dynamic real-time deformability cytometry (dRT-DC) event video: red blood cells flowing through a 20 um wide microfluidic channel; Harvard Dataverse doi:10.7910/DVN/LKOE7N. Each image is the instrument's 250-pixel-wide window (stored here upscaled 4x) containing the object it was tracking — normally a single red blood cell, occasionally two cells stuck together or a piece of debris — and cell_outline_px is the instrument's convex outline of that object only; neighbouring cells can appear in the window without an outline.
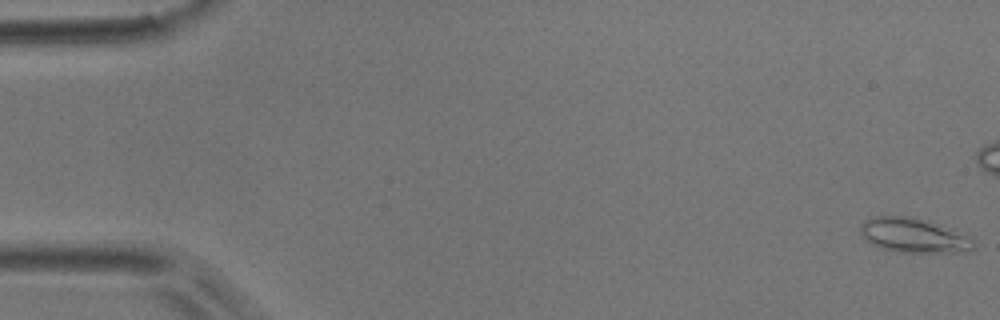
{"species": "common noctule bat (a hibernating species)", "species_latin": "Nyctalus noctula", "temperature_condition": "room temperature", "stored_images_in_passage": 53, "camera_frame_rate_fps": 3000, "um_per_image_px": 0.085, "animal": {"sex": "male", "body_mass_g": 17.9}, "frame": {"image": 1, "passage_image": 1, "time_ms": 0.0, "image_size_px": [1000, 320], "cell_outline_px": [[976, 244], [972, 252], [900, 252], [884, 248], [872, 244], [860, 232], [860, 224], [868, 216], [912, 216], [976, 240]], "centroid_in_image_um": [77.63, 20.02], "position_along_channel_um": 7.4, "area_um2": 22.31}}
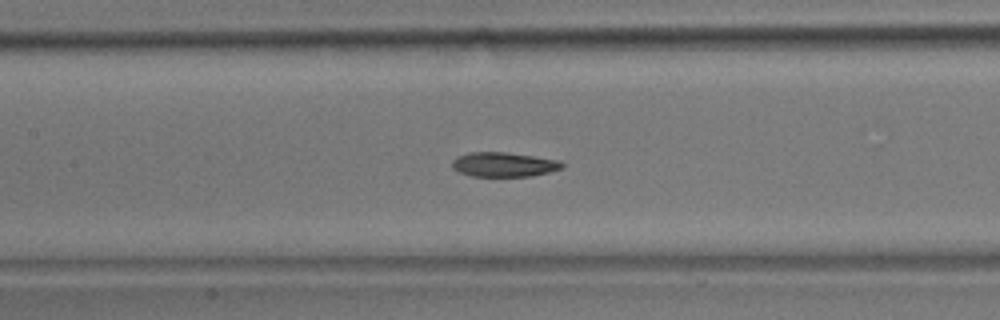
{"frame": {"image": 2, "passage_image": 24, "time_ms": 7.667, "image_size_px": [1000, 320], "cell_outline_px": [[564, 164], [560, 168], [548, 172], [532, 176], [472, 176], [460, 172], [452, 168], [452, 160], [456, 156], [468, 152], [504, 152], [560, 160]], "centroid_in_image_um": [42.78, 13.98], "position_along_channel_um": 164.6, "area_um2": 15.61}}
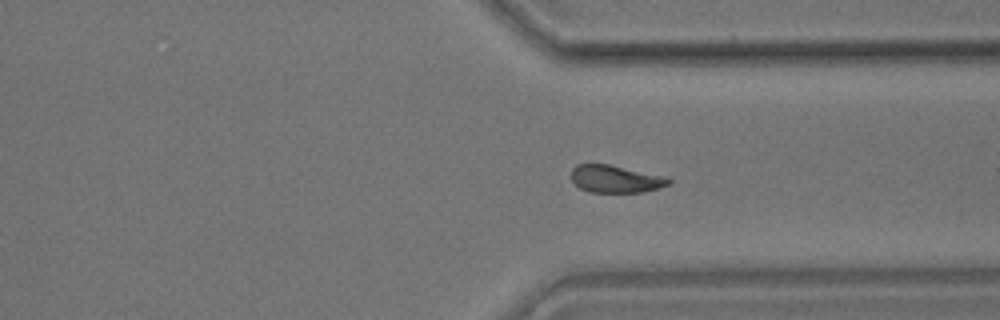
{"frame": {"image": 3, "passage_image": 39, "time_ms": 12.667, "image_size_px": [1000, 320], "cell_outline_px": [[672, 180], [668, 184], [660, 188], [640, 192], [588, 192], [580, 188], [572, 180], [572, 168], [576, 164], [608, 164], [668, 176]], "centroid_in_image_um": [52.35, 15.2], "position_along_channel_um": 359.1, "area_um2": 15.66}, "authors_computed_cell_mechanics": {"area_um2": 16.6464, "velocity_mm_per_s": 3.8976, "shape_relaxation_time_tau1_ms": 8.648, "shape_relaxation_time_tau2_ms": 5.164, "deformation_change_tau1": 0.1804, "deformation_change_tau2": 0.1194}}